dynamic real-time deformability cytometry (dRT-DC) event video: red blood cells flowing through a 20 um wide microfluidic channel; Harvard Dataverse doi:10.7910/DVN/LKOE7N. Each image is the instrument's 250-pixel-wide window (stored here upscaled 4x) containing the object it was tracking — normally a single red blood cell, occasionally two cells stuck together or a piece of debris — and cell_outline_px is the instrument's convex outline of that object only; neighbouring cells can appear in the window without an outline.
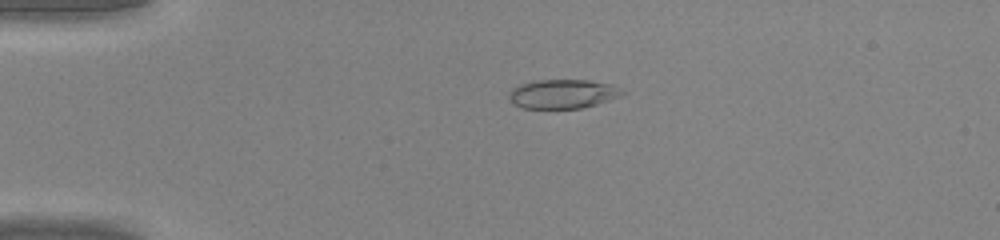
{"species": "common noctule bat (a hibernating species)", "species_latin": "Nyctalus noctula", "temperature_condition": "warm", "stored_images_in_passage": 38, "camera_frame_rate_fps": 3000, "um_per_image_px": 0.085, "animal": {"sex": "male", "body_mass_g": 20.0, "forearm_length_mm": 53.3}, "frame": {"image": 1, "passage_image": 3, "time_ms": 0.667, "image_size_px": [1000, 240], "cell_outline_px": [[628, 92], [620, 96], [596, 104], [580, 108], [520, 108], [512, 104], [508, 96], [508, 92], [512, 88], [520, 84], [536, 80], [588, 80], [612, 84]], "centroid_in_image_um": [47.81, 7.98], "position_along_channel_um": 37.2, "area_um2": 19.36}}
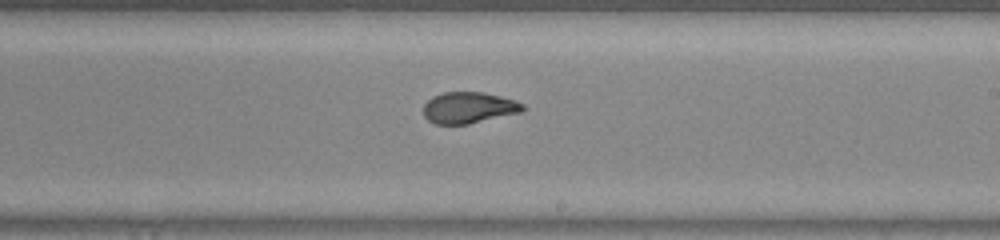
{"frame": {"image": 2, "passage_image": 20, "time_ms": 6.333, "image_size_px": [1000, 240], "cell_outline_px": [[528, 108], [524, 112], [468, 124], [436, 124], [428, 120], [424, 116], [424, 104], [432, 96], [444, 92], [484, 92], [500, 96], [524, 104]], "centroid_in_image_um": [39.88, 9.15], "position_along_channel_um": 249.1, "area_um2": 18.26}}
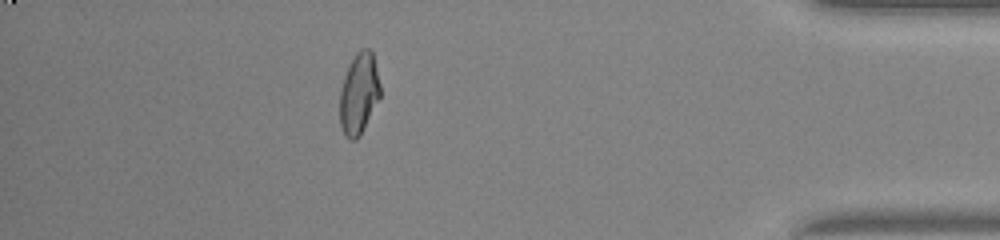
{"frame": {"image": 3, "passage_image": 33, "time_ms": 10.667, "image_size_px": [1000, 240], "cell_outline_px": [[380, 96], [360, 136], [356, 140], [352, 140], [344, 132], [340, 124], [340, 92], [344, 76], [356, 52], [360, 48], [368, 48], [372, 52], [380, 84]], "centroid_in_image_um": [30.51, 7.94], "position_along_channel_um": 404.7, "area_um2": 18.79}}